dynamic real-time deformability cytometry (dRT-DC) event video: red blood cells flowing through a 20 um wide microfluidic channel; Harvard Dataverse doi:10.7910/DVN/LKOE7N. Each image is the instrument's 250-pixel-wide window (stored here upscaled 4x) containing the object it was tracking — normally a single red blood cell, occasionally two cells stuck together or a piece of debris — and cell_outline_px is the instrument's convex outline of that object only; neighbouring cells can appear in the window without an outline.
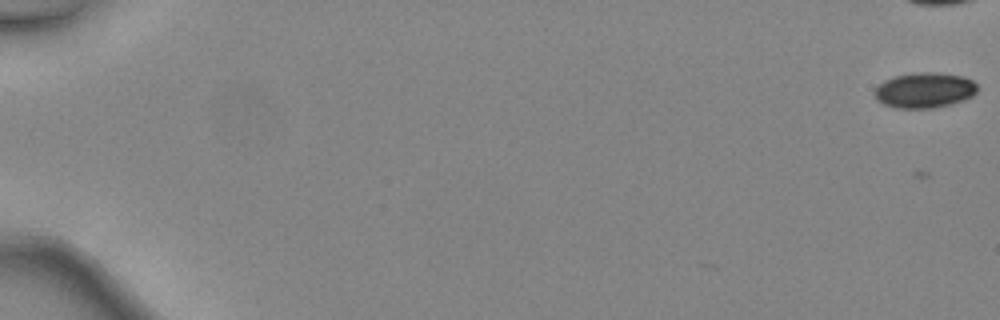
{"species": "common noctule bat (a hibernating species)", "species_latin": "Nyctalus noctula", "temperature_condition": "warm", "stored_images_in_passage": 6, "camera_frame_rate_fps": 3000, "um_per_image_px": 0.085, "animal": {"sex": "female", "body_mass_g": 24.6, "forearm_length_mm": 56.2}, "frame": {"image": 1, "passage_image": 3, "time_ms": 0.667, "image_size_px": [1000, 320], "cell_outline_px": [[976, 92], [972, 96], [964, 100], [932, 108], [896, 108], [884, 104], [876, 100], [872, 92], [884, 80], [896, 76], [920, 72], [936, 72], [964, 76], [972, 80], [976, 84]], "centroid_in_image_um": [78.56, 7.67], "position_along_channel_um": 6.4, "area_um2": 21.15}}